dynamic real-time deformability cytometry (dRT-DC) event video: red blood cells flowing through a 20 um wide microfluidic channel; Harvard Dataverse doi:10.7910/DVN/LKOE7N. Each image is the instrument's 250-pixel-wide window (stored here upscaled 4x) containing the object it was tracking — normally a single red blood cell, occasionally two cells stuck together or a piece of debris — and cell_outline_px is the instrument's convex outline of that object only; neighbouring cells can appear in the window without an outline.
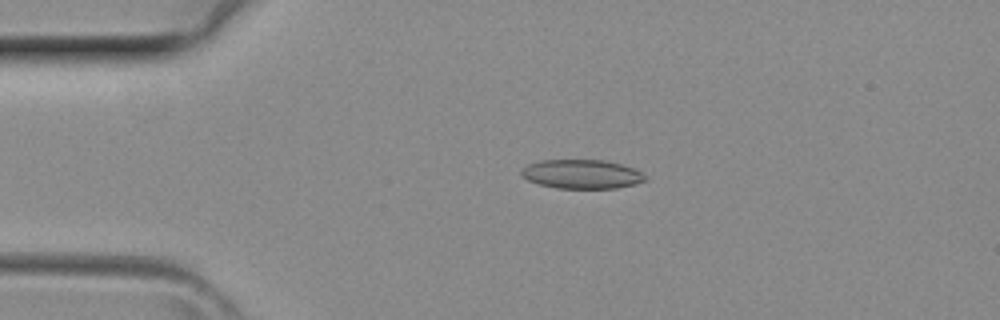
{"species": "common noctule bat (a hibernating species)", "species_latin": "Nyctalus noctula", "temperature_condition": "room temperature", "stored_images_in_passage": 2, "camera_frame_rate_fps": 3000, "um_per_image_px": 0.085, "animal": {"sex": "female", "body_mass_g": 29.2, "forearm_length_mm": 56.3}, "frame": {"image": 1, "passage_image": 2, "time_ms": 0.333, "image_size_px": [1000, 320], "cell_outline_px": [[644, 180], [632, 184], [616, 188], [556, 188], [540, 184], [528, 180], [520, 176], [520, 172], [528, 164], [540, 160], [604, 160], [636, 168], [644, 176]], "centroid_in_image_um": [49.4, 14.79], "position_along_channel_um": 35.6, "area_um2": 20.75}}